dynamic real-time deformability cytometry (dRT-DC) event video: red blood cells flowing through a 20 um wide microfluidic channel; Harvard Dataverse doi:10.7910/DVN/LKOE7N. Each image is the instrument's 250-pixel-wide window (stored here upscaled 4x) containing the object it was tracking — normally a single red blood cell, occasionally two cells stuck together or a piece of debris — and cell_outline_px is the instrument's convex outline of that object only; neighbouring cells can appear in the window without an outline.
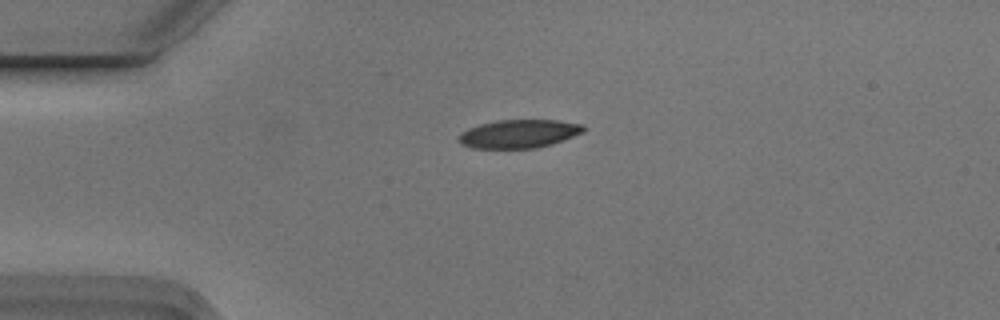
{"species": "Egyptian fruit bat (a non-hibernating species)", "species_latin": "Rousettus aegyptiacus", "temperature_condition": "cold", "stored_images_in_passage": 5, "camera_frame_rate_fps": 3000, "um_per_image_px": 0.085, "animal": {"sex": "male"}, "frame": {"image": 1, "passage_image": 2, "time_ms": 0.333, "image_size_px": [1000, 320], "cell_outline_px": [[584, 132], [564, 140], [552, 144], [536, 148], [472, 148], [460, 144], [456, 140], [460, 132], [468, 128], [480, 124], [496, 120], [560, 120], [584, 124]], "centroid_in_image_um": [44.09, 11.37], "position_along_channel_um": 40.9, "area_um2": 20.92}}
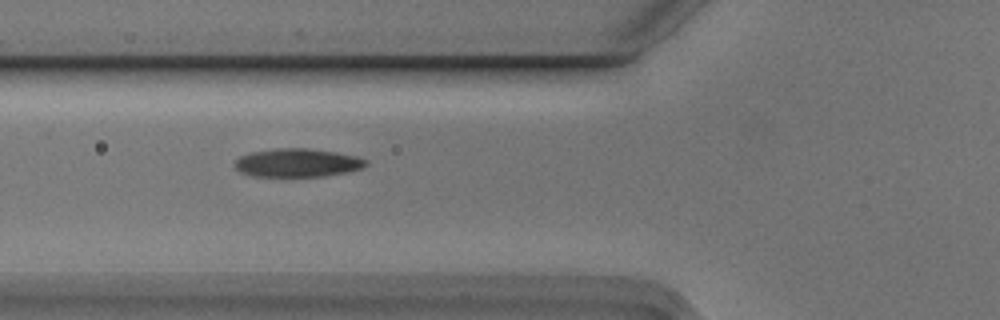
{"frame": {"image": 2, "passage_image": 4, "time_ms": 1.0, "image_size_px": [1000, 320], "cell_outline_px": [[368, 164], [360, 168], [348, 172], [324, 176], [252, 176], [240, 172], [236, 168], [236, 160], [240, 156], [252, 152], [276, 148], [308, 148], [336, 152], [356, 156], [368, 160]], "centroid_in_image_um": [25.3, 13.83], "position_along_channel_um": 100.5, "area_um2": 21.62}}
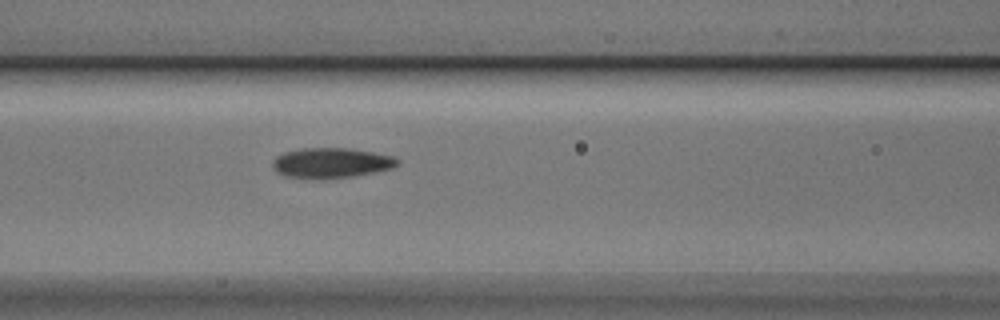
{"frame": {"image": 3, "passage_image": 5, "time_ms": 1.333, "image_size_px": [1000, 320], "cell_outline_px": [[400, 164], [392, 168], [352, 176], [284, 176], [276, 172], [272, 168], [272, 160], [276, 156], [284, 152], [300, 148], [352, 148], [392, 156], [400, 160]], "centroid_in_image_um": [28.15, 13.79], "position_along_channel_um": 138.4, "area_um2": 21.27}}